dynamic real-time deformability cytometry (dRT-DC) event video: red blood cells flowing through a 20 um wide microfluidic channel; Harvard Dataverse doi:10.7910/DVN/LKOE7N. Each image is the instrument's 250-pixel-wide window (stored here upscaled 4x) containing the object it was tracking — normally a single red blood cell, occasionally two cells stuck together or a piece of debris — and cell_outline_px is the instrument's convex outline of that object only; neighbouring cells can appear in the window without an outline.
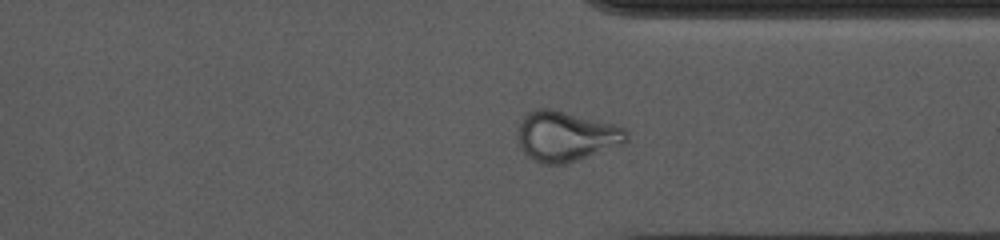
{"species": "common noctule bat (a hibernating species)", "species_latin": "Nyctalus noctula", "temperature_condition": "cold", "stored_images_in_passage": 53, "camera_frame_rate_fps": 3000, "um_per_image_px": 0.085, "animal": {"sex": "female", "body_mass_g": 10.0, "forearm_length_mm": 53.1}, "frame": {"image": 1, "passage_image": 39, "time_ms": 12.667, "image_size_px": [1000, 240], "cell_outline_px": [[628, 140], [624, 144], [564, 164], [544, 164], [532, 160], [520, 148], [516, 132], [516, 128], [520, 120], [532, 108], [556, 108], [612, 124], [624, 128], [628, 132]], "centroid_in_image_um": [48.06, 11.55], "position_along_channel_um": 363.3, "area_um2": 32.19}}
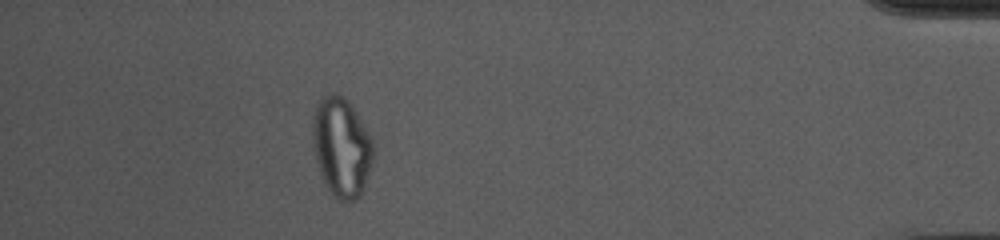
{"frame": {"image": 2, "passage_image": 47, "time_ms": 15.333, "image_size_px": [1000, 240], "cell_outline_px": [[376, 152], [364, 188], [356, 200], [340, 200], [332, 196], [320, 172], [312, 148], [312, 116], [316, 104], [320, 96], [328, 92], [336, 92], [348, 100], [356, 112], [368, 132], [372, 140]], "centroid_in_image_um": [29.02, 12.46], "position_along_channel_um": 406.2, "area_um2": 35.72}, "authors_computed_cell_mechanics": {"area_um2": 27.5706, "velocity_mm_per_s": 3.701, "shape_relaxation_time_tau1_ms": null, "shape_relaxation_time_tau2_ms": 2.2873, "deformation_change_tau1": null, "deformation_change_tau2": 0.1013}}